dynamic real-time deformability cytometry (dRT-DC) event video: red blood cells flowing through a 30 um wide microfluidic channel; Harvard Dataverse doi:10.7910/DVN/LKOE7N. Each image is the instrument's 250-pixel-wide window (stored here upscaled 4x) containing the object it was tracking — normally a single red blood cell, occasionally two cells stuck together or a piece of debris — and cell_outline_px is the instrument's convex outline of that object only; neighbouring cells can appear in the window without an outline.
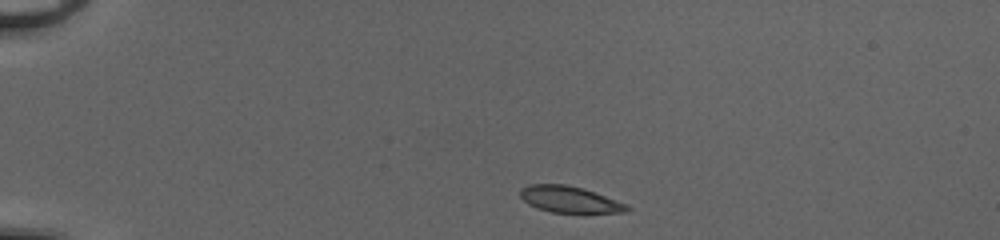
{"species": "common noctule bat (a hibernating species)", "species_latin": "Nyctalus noctula", "temperature_condition": "cold", "stored_images_in_passage": 40, "camera_frame_rate_fps": 3000, "um_per_image_px": 0.085, "animal": {"sex": "female", "body_mass_g": 20.0, "forearm_length_mm": 54.0}, "frame": {"image": 1, "passage_image": 1, "time_ms": 0.0, "image_size_px": [1000, 240], "cell_outline_px": [[632, 208], [628, 212], [552, 212], [536, 208], [528, 204], [520, 196], [520, 188], [528, 184], [564, 184], [584, 188], [596, 192], [628, 204]], "centroid_in_image_um": [48.43, 16.94], "position_along_channel_um": 36.6, "area_um2": 16.53}}
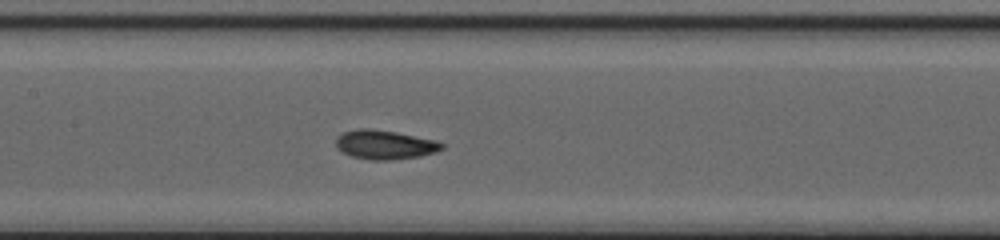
{"frame": {"image": 2, "passage_image": 16, "time_ms": 5.0, "image_size_px": [1000, 240], "cell_outline_px": [[444, 148], [436, 152], [420, 156], [392, 160], [372, 160], [352, 156], [344, 152], [336, 144], [336, 136], [344, 132], [356, 128], [372, 128], [396, 132], [436, 140], [444, 144]], "centroid_in_image_um": [32.73, 12.29], "position_along_channel_um": 174.7, "area_um2": 17.98}}
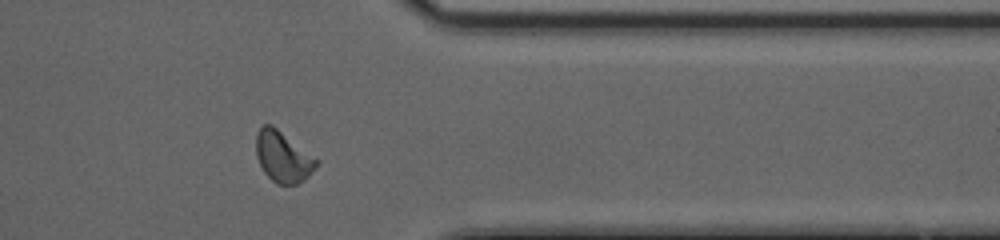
{"frame": {"image": 3, "passage_image": 32, "time_ms": 10.333, "image_size_px": [1000, 240], "cell_outline_px": [[320, 160], [308, 176], [304, 180], [296, 184], [276, 184], [264, 172], [256, 156], [256, 132], [264, 124], [272, 124]], "centroid_in_image_um": [24.04, 13.3], "position_along_channel_um": 387.4, "area_um2": 17.92}, "authors_computed_cell_mechanics": {"area_um2": 17.3978, "velocity_mm_per_s": 4.1047, "shape_relaxation_time_tau1_ms": 4.8199, "shape_relaxation_time_tau2_ms": 1.8851, "deformation_change_tau1": 0.1288, "deformation_change_tau2": 0.0659}}